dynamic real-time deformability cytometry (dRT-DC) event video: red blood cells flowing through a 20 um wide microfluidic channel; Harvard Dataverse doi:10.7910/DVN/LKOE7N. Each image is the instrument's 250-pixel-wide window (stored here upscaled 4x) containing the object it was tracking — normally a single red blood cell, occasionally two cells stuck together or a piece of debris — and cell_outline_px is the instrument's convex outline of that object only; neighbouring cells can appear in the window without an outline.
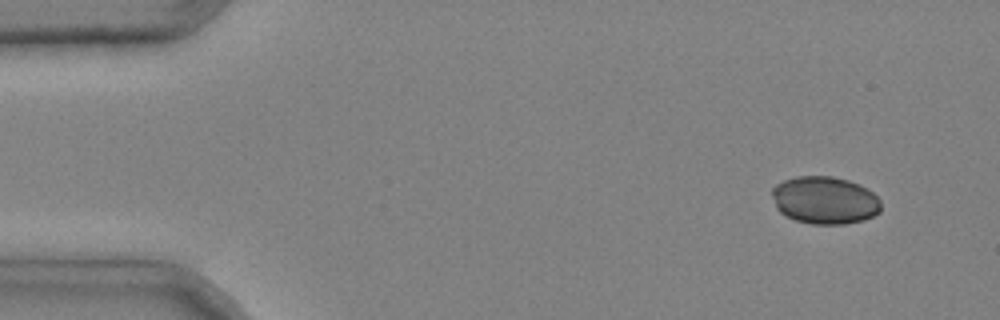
{"species": "common noctule bat (a hibernating species)", "species_latin": "Nyctalus noctula", "temperature_condition": "cold", "stored_images_in_passage": 4, "camera_frame_rate_fps": 3000, "um_per_image_px": 0.085, "animal": {"sex": "male", "body_mass_g": 20.4}, "frame": {"image": 1, "passage_image": 2, "time_ms": 0.333, "image_size_px": [1000, 320], "cell_outline_px": [[880, 212], [864, 220], [844, 224], [812, 224], [796, 220], [780, 212], [776, 208], [772, 196], [772, 188], [776, 184], [784, 180], [796, 176], [832, 176], [848, 180], [860, 184], [868, 188], [880, 200]], "centroid_in_image_um": [70.11, 17.01], "position_along_channel_um": 14.9, "area_um2": 30.35}}
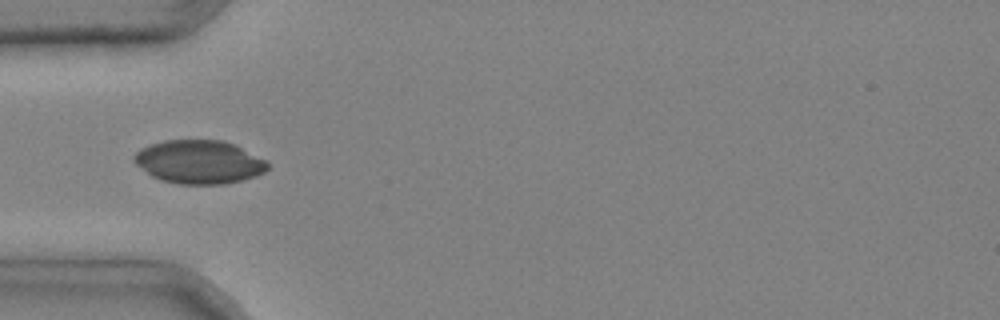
{"frame": {"image": 2, "passage_image": 4, "time_ms": 1.0, "image_size_px": [1000, 320], "cell_outline_px": [[268, 168], [264, 172], [256, 176], [224, 184], [180, 184], [160, 180], [152, 176], [136, 164], [132, 160], [132, 156], [140, 148], [148, 144], [164, 140], [224, 140], [236, 144], [268, 160]], "centroid_in_image_um": [16.93, 13.75], "position_along_channel_um": 68.1, "area_um2": 34.22}}